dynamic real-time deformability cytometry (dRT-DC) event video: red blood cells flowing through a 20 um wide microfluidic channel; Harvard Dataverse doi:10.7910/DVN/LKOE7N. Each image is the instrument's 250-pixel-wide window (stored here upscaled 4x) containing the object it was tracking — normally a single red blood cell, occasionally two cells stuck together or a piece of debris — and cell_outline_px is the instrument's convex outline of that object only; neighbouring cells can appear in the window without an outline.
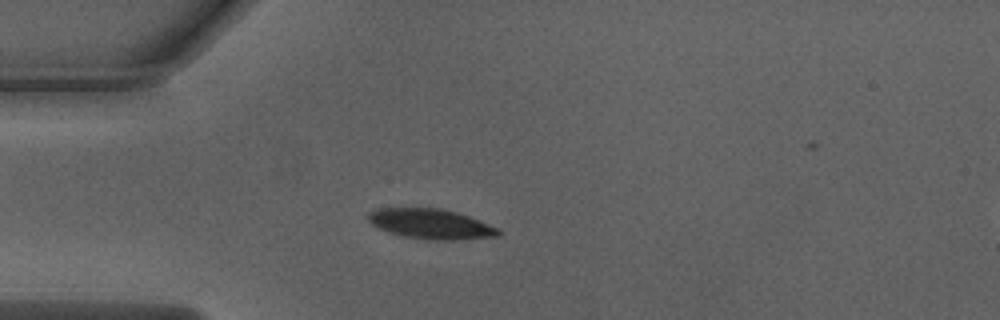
{"species": "Egyptian fruit bat (a non-hibernating species)", "species_latin": "Rousettus aegyptiacus", "temperature_condition": "warm", "stored_images_in_passage": 45, "camera_frame_rate_fps": 3000, "um_per_image_px": 0.085, "animal": {"sex": "male"}, "frame": {"image": 1, "passage_image": 13, "time_ms": 4.0, "image_size_px": [1000, 320], "cell_outline_px": [[500, 232], [496, 236], [456, 240], [428, 240], [404, 236], [388, 232], [376, 228], [368, 220], [368, 212], [376, 208], [440, 208], [456, 212], [480, 220], [500, 228]], "centroid_in_image_um": [36.59, 19.03], "position_along_channel_um": 48.4, "area_um2": 22.89}}
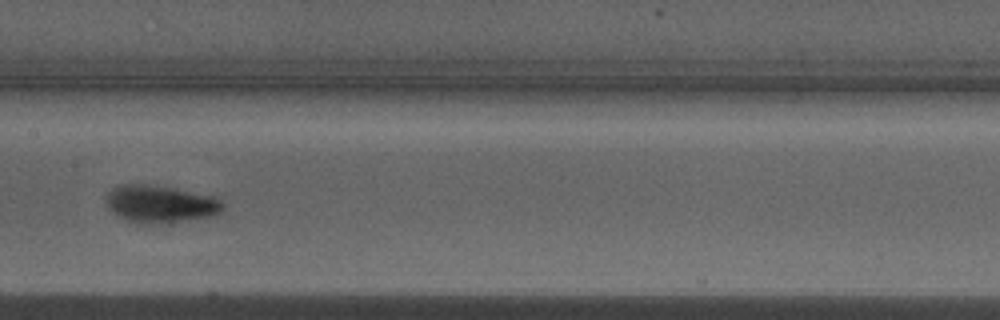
{"frame": {"image": 2, "passage_image": 25, "time_ms": 8.0, "image_size_px": [1000, 320], "cell_outline_px": [[224, 208], [220, 212], [212, 216], [172, 224], [136, 224], [124, 220], [116, 216], [104, 204], [104, 200], [108, 192], [112, 188], [124, 184], [144, 184], [172, 188], [216, 196], [224, 204]], "centroid_in_image_um": [13.6, 17.38], "position_along_channel_um": 193.8, "area_um2": 26.24}}
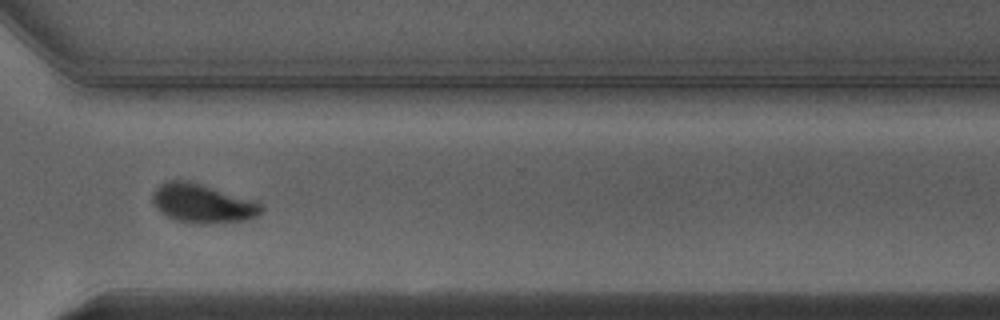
{"frame": {"image": 3, "passage_image": 37, "time_ms": 12.0, "image_size_px": [1000, 320], "cell_outline_px": [[264, 208], [256, 216], [248, 220], [212, 224], [192, 224], [172, 220], [160, 212], [156, 208], [152, 200], [152, 196], [156, 188], [164, 180], [188, 180], [256, 200], [264, 204]], "centroid_in_image_um": [17.22, 17.3], "position_along_channel_um": 353.4, "area_um2": 25.32}, "authors_computed_cell_mechanics": {"area_um2": 23.987, "velocity_mm_per_s": 4.0035, "shape_relaxation_time_tau1_ms": 2.2387, "shape_relaxation_time_tau2_ms": 0.8535, "deformation_change_tau1": 0.1439, "deformation_change_tau2": 0.0503}}